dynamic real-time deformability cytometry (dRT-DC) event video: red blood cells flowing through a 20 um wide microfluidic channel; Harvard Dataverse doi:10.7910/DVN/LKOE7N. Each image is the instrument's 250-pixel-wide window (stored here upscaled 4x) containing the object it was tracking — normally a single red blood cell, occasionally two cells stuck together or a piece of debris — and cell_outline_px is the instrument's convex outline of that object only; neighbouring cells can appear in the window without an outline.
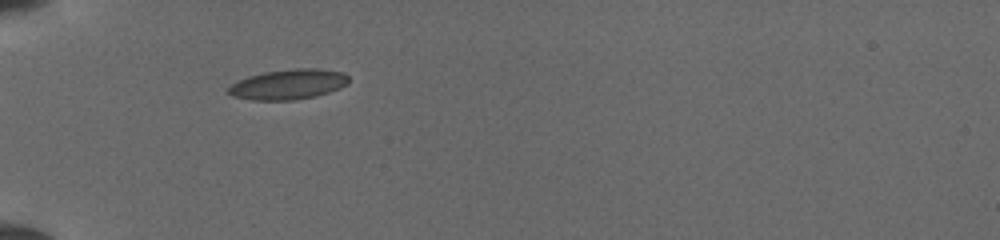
{"species": "common noctule bat (a hibernating species)", "species_latin": "Nyctalus noctula", "temperature_condition": "cold", "stored_images_in_passage": 7, "camera_frame_rate_fps": 3000, "um_per_image_px": 0.085, "animal": {"sex": "female", "body_mass_g": 19.5, "forearm_length_mm": 54.1}, "frame": {"image": 1, "passage_image": 1, "time_ms": 0.0, "image_size_px": [1000, 240], "cell_outline_px": [[348, 84], [340, 88], [316, 96], [292, 100], [252, 100], [232, 96], [228, 92], [228, 88], [236, 80], [248, 76], [264, 72], [296, 68], [316, 68], [344, 72], [348, 76]], "centroid_in_image_um": [24.5, 7.16], "position_along_channel_um": 60.5, "area_um2": 21.21}}